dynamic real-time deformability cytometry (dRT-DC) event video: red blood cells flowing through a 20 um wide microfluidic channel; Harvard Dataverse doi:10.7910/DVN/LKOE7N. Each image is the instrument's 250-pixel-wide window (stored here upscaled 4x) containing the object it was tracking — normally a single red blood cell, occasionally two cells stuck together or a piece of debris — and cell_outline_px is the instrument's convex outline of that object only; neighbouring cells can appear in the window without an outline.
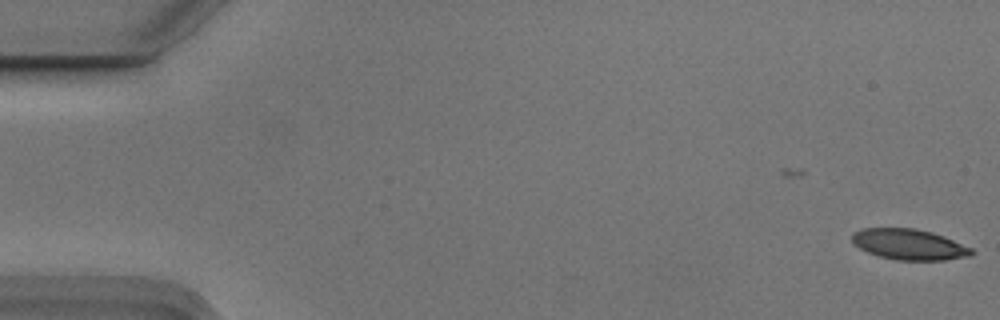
{"species": "Egyptian fruit bat (a non-hibernating species)", "species_latin": "Rousettus aegyptiacus", "temperature_condition": "cold", "stored_images_in_passage": 4, "camera_frame_rate_fps": 3000, "um_per_image_px": 0.085, "animal": {"sex": "male"}, "frame": {"image": 1, "passage_image": 4, "time_ms": 1.0, "image_size_px": [1000, 320], "cell_outline_px": [[976, 252], [972, 256], [944, 260], [896, 260], [880, 256], [868, 252], [852, 244], [852, 232], [860, 228], [916, 228], [932, 232], [944, 236], [972, 248]], "centroid_in_image_um": [77.28, 20.77], "position_along_channel_um": 7.7, "area_um2": 21.62}}